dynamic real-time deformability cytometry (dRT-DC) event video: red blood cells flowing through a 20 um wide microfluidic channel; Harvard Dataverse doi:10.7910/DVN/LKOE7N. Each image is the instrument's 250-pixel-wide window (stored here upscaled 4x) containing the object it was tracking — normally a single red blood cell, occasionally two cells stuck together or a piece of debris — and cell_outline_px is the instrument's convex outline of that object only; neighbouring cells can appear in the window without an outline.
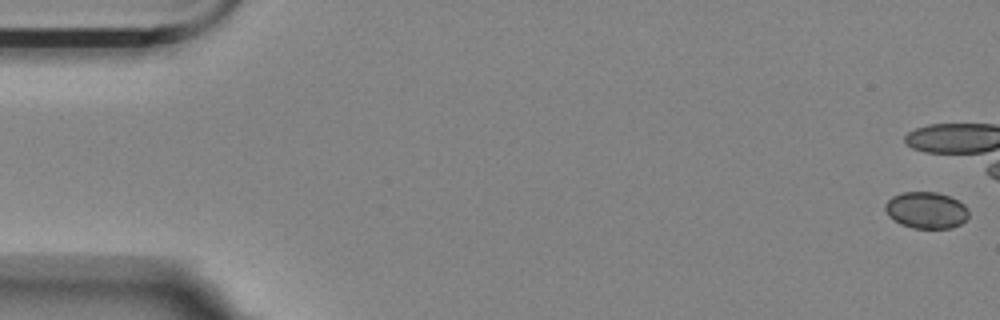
{"species": "Egyptian fruit bat (a non-hibernating species)", "species_latin": "Rousettus aegyptiacus", "temperature_condition": "room temperature", "stored_images_in_passage": 12, "camera_frame_rate_fps": 3000, "um_per_image_px": 0.085, "animal": {"sex": "female"}, "frame": {"image": 1, "passage_image": 1, "time_ms": 0.0, "image_size_px": [1000, 320], "cell_outline_px": [[968, 216], [960, 224], [952, 228], [912, 228], [900, 224], [888, 216], [884, 208], [884, 204], [892, 196], [904, 192], [936, 192], [948, 196], [964, 204], [968, 208]], "centroid_in_image_um": [78.7, 17.87], "position_along_channel_um": 6.3, "area_um2": 17.8}}